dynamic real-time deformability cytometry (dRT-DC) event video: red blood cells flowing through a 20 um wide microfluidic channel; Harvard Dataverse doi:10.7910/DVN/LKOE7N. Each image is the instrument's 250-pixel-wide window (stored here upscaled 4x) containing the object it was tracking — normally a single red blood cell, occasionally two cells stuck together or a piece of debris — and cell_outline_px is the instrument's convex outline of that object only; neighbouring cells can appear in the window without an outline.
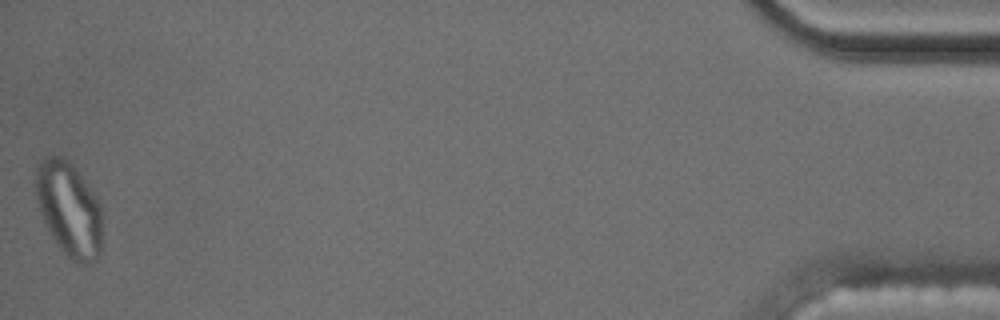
{"species": "common noctule bat (a hibernating species)", "species_latin": "Nyctalus noctula", "temperature_condition": "cold", "stored_images_in_passage": 57, "segment_of_instrument_passage": [2, 2], "camera_frame_rate_fps": 3000, "um_per_image_px": 0.085, "animal": {"sex": "male", "body_mass_g": 17.5, "forearm_length_mm": 52.3}, "frame": {"image": 1, "passage_image": 57, "time_ms": 18.667, "image_size_px": [1000, 320], "cell_outline_px": [[100, 252], [96, 260], [92, 264], [76, 264], [56, 244], [40, 212], [36, 200], [36, 164], [52, 156], [60, 156], [72, 164], [100, 200]], "centroid_in_image_um": [5.87, 17.8], "position_along_channel_um": 429.3, "area_um2": 36.3}}